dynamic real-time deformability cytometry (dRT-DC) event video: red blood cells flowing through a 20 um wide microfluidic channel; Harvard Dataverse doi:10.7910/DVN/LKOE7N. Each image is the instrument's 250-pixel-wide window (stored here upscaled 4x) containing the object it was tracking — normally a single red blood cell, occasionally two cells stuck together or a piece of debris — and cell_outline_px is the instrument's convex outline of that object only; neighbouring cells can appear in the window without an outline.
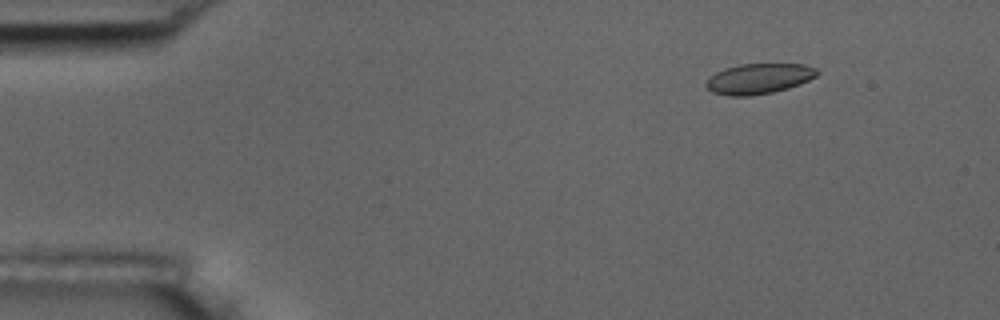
{"species": "common noctule bat (a hibernating species)", "species_latin": "Nyctalus noctula", "temperature_condition": "room temperature", "stored_images_in_passage": 55, "camera_frame_rate_fps": 3000, "um_per_image_px": 0.085, "animal": {"sex": "male", "body_mass_g": 17.5, "forearm_length_mm": 52.3}, "frame": {"image": 1, "passage_image": 7, "time_ms": 2.0, "image_size_px": [1000, 320], "cell_outline_px": [[820, 72], [816, 76], [800, 84], [788, 88], [772, 92], [752, 96], [728, 96], [712, 92], [704, 84], [716, 72], [724, 68], [740, 64], [804, 64], [816, 68]], "centroid_in_image_um": [64.51, 6.69], "position_along_channel_um": 20.5, "area_um2": 19.65}}
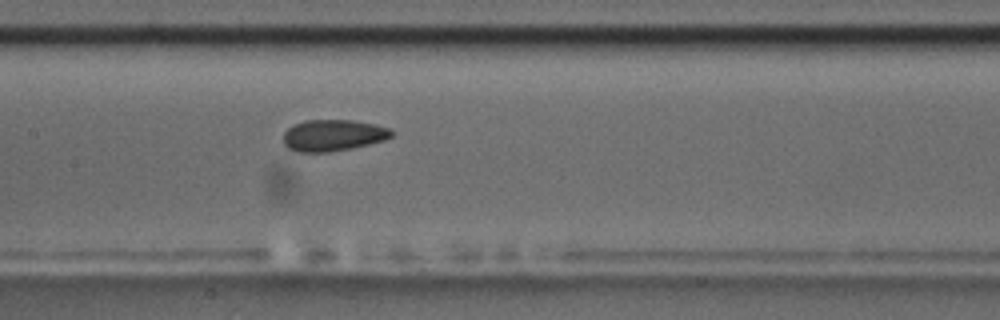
{"frame": {"image": 2, "passage_image": 27, "time_ms": 8.667, "image_size_px": [1000, 320], "cell_outline_px": [[396, 132], [392, 136], [384, 140], [352, 148], [328, 152], [296, 152], [288, 148], [284, 144], [284, 132], [292, 124], [304, 120], [352, 120], [376, 124], [392, 128]], "centroid_in_image_um": [28.33, 11.49], "position_along_channel_um": 179.1, "area_um2": 20.11}}
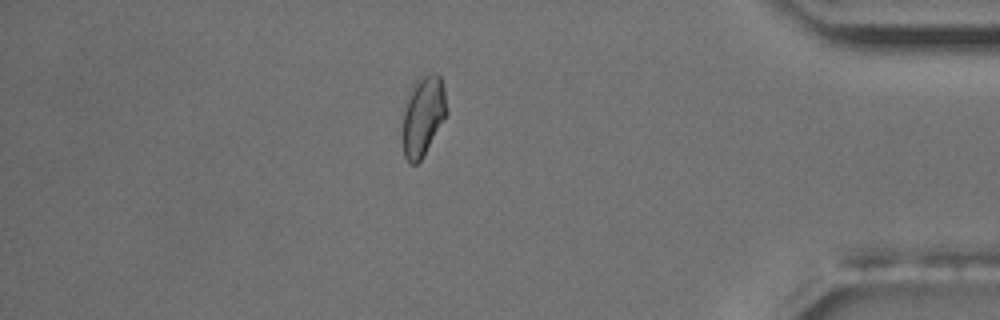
{"frame": {"image": 3, "passage_image": 48, "time_ms": 15.667, "image_size_px": [1000, 320], "cell_outline_px": [[448, 112], [420, 160], [416, 164], [408, 164], [404, 156], [400, 140], [400, 136], [404, 112], [408, 92], [416, 76], [432, 72], [436, 72], [440, 76], [444, 88]], "centroid_in_image_um": [35.91, 9.81], "position_along_channel_um": 399.3, "area_um2": 21.15}, "authors_computed_cell_mechanics": {"area_um2": 19.652, "velocity_mm_per_s": 3.6602, "shape_relaxation_time_tau1_ms": null, "shape_relaxation_time_tau2_ms": 2.3644, "deformation_change_tau1": null, "deformation_change_tau2": 0.0629}}